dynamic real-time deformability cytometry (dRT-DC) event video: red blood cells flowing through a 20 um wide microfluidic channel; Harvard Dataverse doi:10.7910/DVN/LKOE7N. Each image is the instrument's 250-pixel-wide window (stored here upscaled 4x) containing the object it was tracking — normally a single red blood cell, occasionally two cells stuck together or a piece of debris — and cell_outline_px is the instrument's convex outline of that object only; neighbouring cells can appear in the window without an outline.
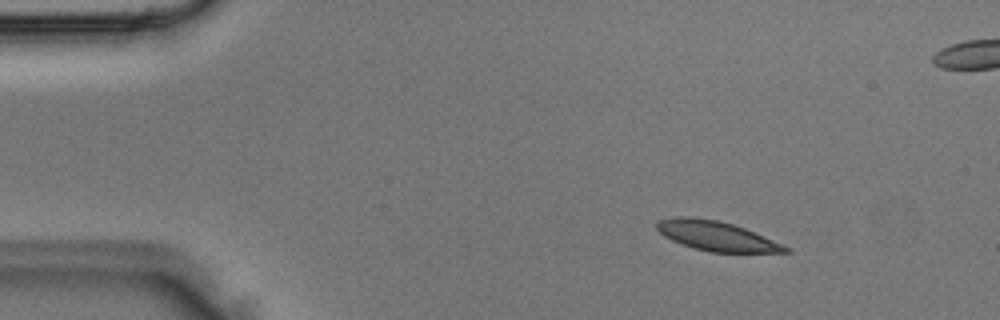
{"species": "Egyptian fruit bat (a non-hibernating species)", "species_latin": "Rousettus aegyptiacus", "temperature_condition": "room temperature", "stored_images_in_passage": 3, "camera_frame_rate_fps": 3000, "um_per_image_px": 0.085, "animal": {"sex": "male"}, "frame": {"image": 1, "passage_image": 1, "time_ms": 0.0, "image_size_px": [1000, 320], "cell_outline_px": [[792, 252], [708, 252], [672, 240], [664, 236], [656, 228], [656, 224], [660, 220], [676, 216], [692, 216], [720, 220], [744, 228], [764, 236], [792, 248]], "centroid_in_image_um": [60.92, 20.04], "position_along_channel_um": 24.1, "area_um2": 22.08}}